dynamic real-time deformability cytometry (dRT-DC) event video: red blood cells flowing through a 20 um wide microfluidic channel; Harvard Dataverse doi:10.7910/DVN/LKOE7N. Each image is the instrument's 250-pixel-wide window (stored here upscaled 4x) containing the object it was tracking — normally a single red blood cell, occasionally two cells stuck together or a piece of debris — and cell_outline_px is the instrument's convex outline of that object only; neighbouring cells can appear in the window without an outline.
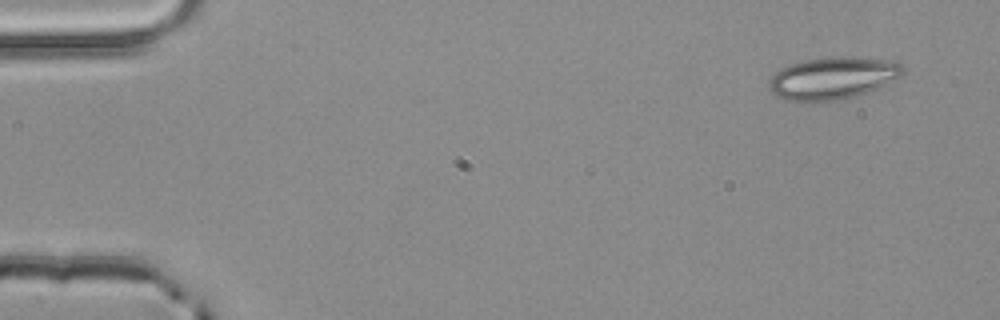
{"species": "common noctule bat (a hibernating species)", "species_latin": "Nyctalus noctula", "temperature_condition": "room temperature", "stored_images_in_passage": 3, "camera_frame_rate_fps": 3000, "um_per_image_px": 0.085, "animal": {"sex": "male", "body_mass_g": 20.4}, "frame": {"image": 1, "passage_image": 1, "time_ms": 0.0, "image_size_px": [1000, 320], "cell_outline_px": [[904, 72], [900, 76], [868, 92], [856, 96], [836, 100], [784, 100], [776, 96], [768, 88], [768, 80], [780, 68], [804, 60], [832, 56], [848, 56], [896, 60], [904, 68]], "centroid_in_image_um": [70.78, 6.61], "position_along_channel_um": 14.2, "area_um2": 32.89}}